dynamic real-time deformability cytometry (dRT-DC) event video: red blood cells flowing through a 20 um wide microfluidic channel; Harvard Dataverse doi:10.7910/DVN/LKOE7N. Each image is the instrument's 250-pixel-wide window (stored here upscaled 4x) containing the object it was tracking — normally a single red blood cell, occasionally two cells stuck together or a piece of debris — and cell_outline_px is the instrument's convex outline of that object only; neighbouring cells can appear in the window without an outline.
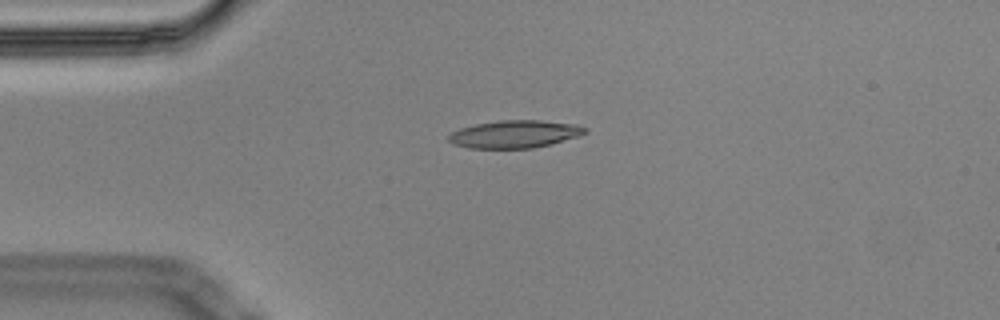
{"species": "Egyptian fruit bat (a non-hibernating species)", "species_latin": "Rousettus aegyptiacus", "temperature_condition": "cold", "stored_images_in_passage": 2, "camera_frame_rate_fps": 3000, "um_per_image_px": 0.085, "animal": {"sex": "male"}, "frame": {"image": 1, "passage_image": 1, "time_ms": 0.0, "image_size_px": [1000, 320], "cell_outline_px": [[588, 132], [552, 144], [532, 148], [468, 148], [452, 144], [448, 140], [448, 136], [452, 132], [460, 128], [476, 124], [500, 120], [540, 120], [576, 124], [588, 128]], "centroid_in_image_um": [43.75, 11.4], "position_along_channel_um": 41.3, "area_um2": 21.96}}